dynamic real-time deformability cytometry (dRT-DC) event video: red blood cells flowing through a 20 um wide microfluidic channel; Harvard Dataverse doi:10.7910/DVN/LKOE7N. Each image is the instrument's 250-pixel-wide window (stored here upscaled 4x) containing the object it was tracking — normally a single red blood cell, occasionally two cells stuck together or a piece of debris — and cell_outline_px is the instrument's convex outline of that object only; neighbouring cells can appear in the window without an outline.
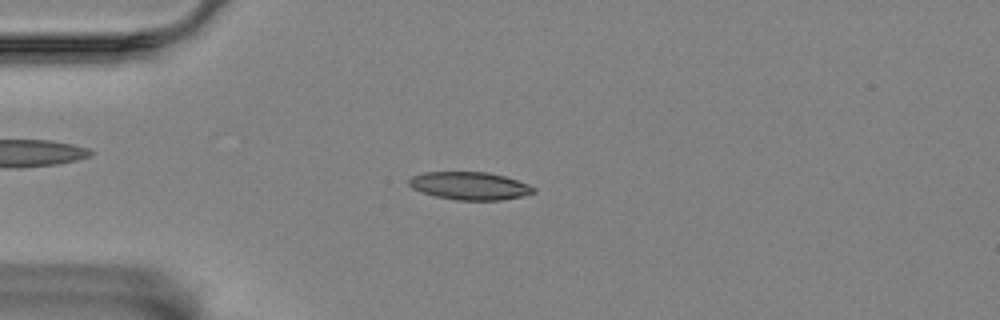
{"species": "Egyptian fruit bat (a non-hibernating species)", "species_latin": "Rousettus aegyptiacus", "temperature_condition": "room temperature", "stored_images_in_passage": 42, "camera_frame_rate_fps": 3000, "um_per_image_px": 0.085, "animal": {"sex": "female"}, "frame": {"image": 1, "passage_image": 1, "time_ms": 0.0, "image_size_px": [1000, 320], "cell_outline_px": [[536, 192], [524, 196], [500, 200], [456, 200], [436, 196], [412, 188], [408, 184], [408, 180], [412, 176], [424, 172], [488, 172], [504, 176], [528, 184], [536, 188]], "centroid_in_image_um": [39.95, 15.79], "position_along_channel_um": 45.1, "area_um2": 20.17}}
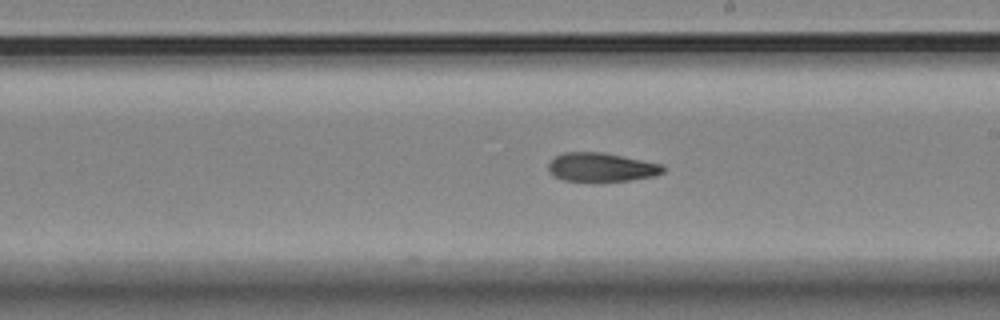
{"frame": {"image": 2, "passage_image": 19, "time_ms": 6.0, "image_size_px": [1000, 320], "cell_outline_px": [[664, 172], [656, 176], [600, 184], [596, 184], [564, 180], [556, 176], [548, 168], [548, 164], [556, 156], [564, 152], [600, 152], [664, 164]], "centroid_in_image_um": [51.15, 14.26], "position_along_channel_um": 237.9, "area_um2": 19.77}}
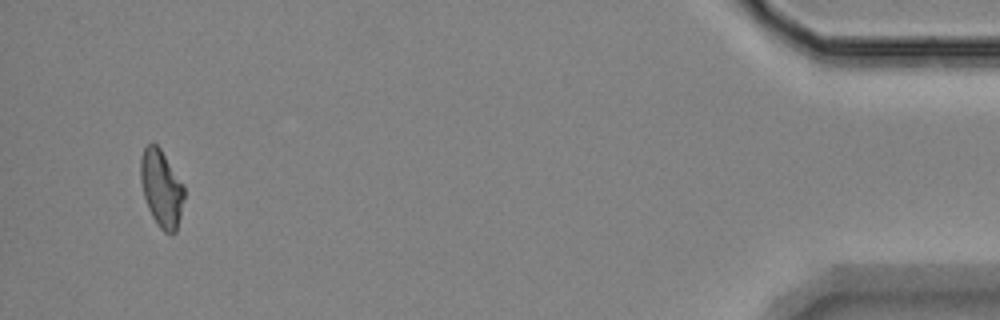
{"frame": {"image": 3, "passage_image": 41, "time_ms": 13.333, "image_size_px": [1000, 320], "cell_outline_px": [[184, 196], [180, 216], [176, 232], [172, 236], [164, 232], [160, 228], [152, 216], [148, 208], [144, 196], [140, 180], [140, 156], [144, 148], [152, 140], [160, 148], [184, 184]], "centroid_in_image_um": [13.71, 16.0], "position_along_channel_um": 421.5, "area_um2": 19.77}, "authors_computed_cell_mechanics": {"area_um2": 19.941, "velocity_mm_per_s": 3.515, "shape_relaxation_time_tau1_ms": null, "shape_relaxation_time_tau2_ms": 4.8942, "deformation_change_tau1": null, "deformation_change_tau2": 0.1342}}